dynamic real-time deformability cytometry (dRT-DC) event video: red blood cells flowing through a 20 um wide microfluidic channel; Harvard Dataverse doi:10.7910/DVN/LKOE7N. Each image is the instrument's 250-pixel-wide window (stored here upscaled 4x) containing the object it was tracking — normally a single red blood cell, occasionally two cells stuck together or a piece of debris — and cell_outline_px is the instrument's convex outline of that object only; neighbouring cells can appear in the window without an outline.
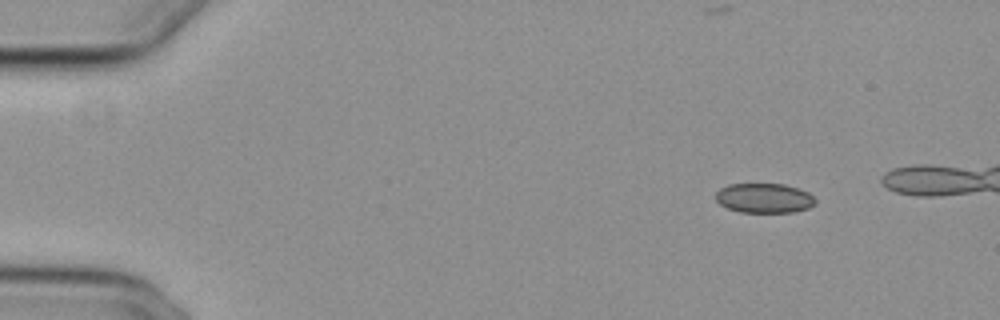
{"species": "common noctule bat (a hibernating species)", "species_latin": "Nyctalus noctula", "temperature_condition": "cold", "stored_images_in_passage": 17, "camera_frame_rate_fps": 3000, "um_per_image_px": 0.085, "animal": {"sex": "female", "body_mass_g": 29.2, "forearm_length_mm": 56.3}, "frame": {"image": 1, "passage_image": 6, "time_ms": 1.667, "image_size_px": [1000, 320], "cell_outline_px": [[816, 204], [808, 208], [792, 212], [740, 212], [728, 208], [720, 204], [716, 200], [716, 192], [720, 188], [728, 184], [784, 184], [808, 192], [816, 200]], "centroid_in_image_um": [64.95, 16.84], "position_along_channel_um": 20.1, "area_um2": 17.17}}